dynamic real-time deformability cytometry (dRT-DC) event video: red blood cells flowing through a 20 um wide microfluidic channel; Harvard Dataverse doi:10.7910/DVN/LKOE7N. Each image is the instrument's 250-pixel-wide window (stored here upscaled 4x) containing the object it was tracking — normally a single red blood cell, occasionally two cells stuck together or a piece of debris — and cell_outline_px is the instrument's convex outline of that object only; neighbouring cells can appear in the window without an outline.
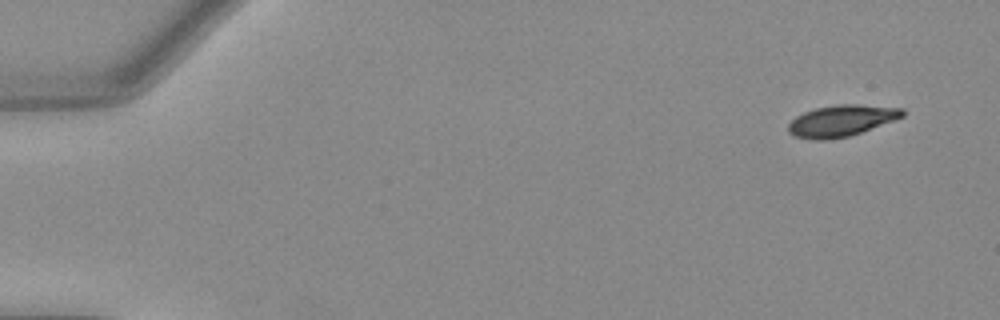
{"species": "Egyptian fruit bat (a non-hibernating species)", "species_latin": "Rousettus aegyptiacus", "temperature_condition": "warm", "stored_images_in_passage": 46, "camera_frame_rate_fps": 3000, "um_per_image_px": 0.085, "animal": {"sex": "female"}, "frame": {"image": 1, "passage_image": 1, "time_ms": 0.0, "image_size_px": [1000, 320], "cell_outline_px": [[904, 116], [860, 132], [848, 136], [824, 140], [816, 140], [796, 136], [788, 132], [788, 124], [796, 116], [804, 112], [816, 108], [836, 104], [856, 104], [904, 108]], "centroid_in_image_um": [71.5, 10.24], "position_along_channel_um": 13.5, "area_um2": 20.58}}
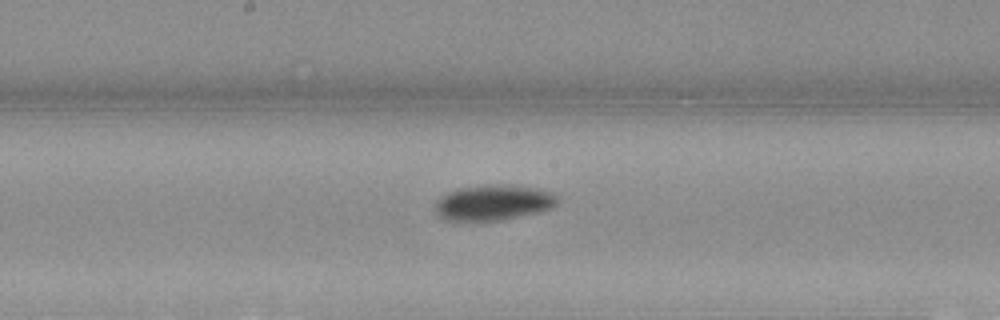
{"frame": {"image": 2, "passage_image": 26, "time_ms": 8.333, "image_size_px": [1000, 320], "cell_outline_px": [[556, 204], [552, 208], [540, 212], [500, 220], [444, 220], [436, 212], [436, 200], [440, 196], [448, 192], [460, 188], [480, 184], [512, 184], [536, 188], [552, 192], [556, 196]], "centroid_in_image_um": [41.94, 17.19], "position_along_channel_um": 206.3, "area_um2": 25.43}}
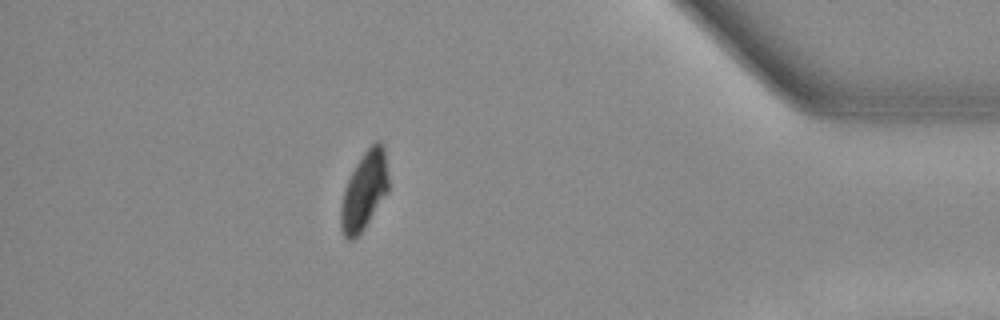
{"frame": {"image": 3, "passage_image": 44, "time_ms": 14.333, "image_size_px": [1000, 320], "cell_outline_px": [[388, 192], [364, 228], [352, 240], [348, 240], [344, 236], [340, 228], [340, 204], [344, 188], [356, 164], [364, 152], [376, 140], [380, 140], [384, 148], [388, 176]], "centroid_in_image_um": [30.94, 16.22], "position_along_channel_um": 404.3, "area_um2": 21.62}}